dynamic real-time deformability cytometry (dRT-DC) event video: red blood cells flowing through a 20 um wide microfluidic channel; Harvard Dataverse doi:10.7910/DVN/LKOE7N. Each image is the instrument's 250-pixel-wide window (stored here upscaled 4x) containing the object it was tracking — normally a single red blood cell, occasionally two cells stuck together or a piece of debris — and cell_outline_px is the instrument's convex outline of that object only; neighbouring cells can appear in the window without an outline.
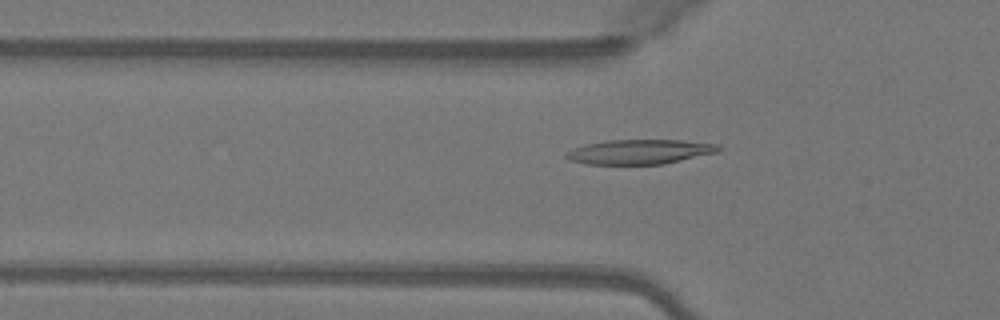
{"species": "Egyptian fruit bat (a non-hibernating species)", "species_latin": "Rousettus aegyptiacus", "temperature_condition": "warm", "stored_images_in_passage": 49, "camera_frame_rate_fps": 3000, "um_per_image_px": 0.085, "animal": {"sex": "female"}, "frame": {"image": 1, "passage_image": 16, "time_ms": 5.0, "image_size_px": [1000, 320], "cell_outline_px": [[724, 148], [716, 152], [664, 164], [584, 164], [572, 160], [564, 156], [564, 152], [572, 148], [584, 144], [608, 140], [684, 140], [720, 144]], "centroid_in_image_um": [54.37, 12.89], "position_along_channel_um": 71.4, "area_um2": 22.02}}
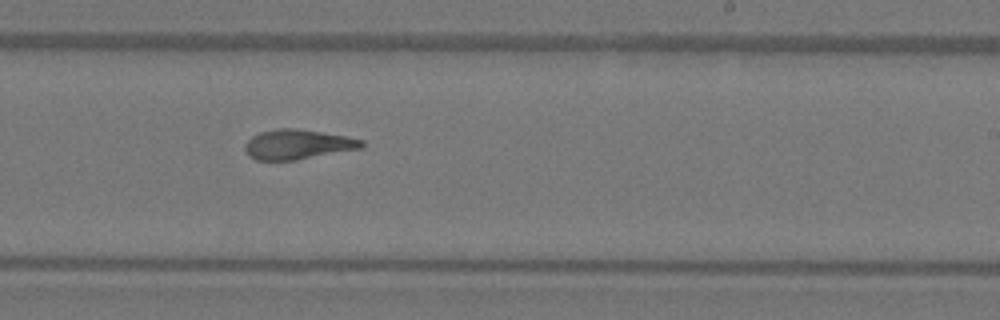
{"frame": {"image": 2, "passage_image": 30, "time_ms": 9.667, "image_size_px": [1000, 320], "cell_outline_px": [[364, 148], [296, 160], [256, 160], [248, 156], [244, 148], [244, 144], [252, 136], [260, 132], [276, 128], [296, 128], [344, 136], [364, 140]], "centroid_in_image_um": [25.29, 12.28], "position_along_channel_um": 263.7, "area_um2": 20.35}}
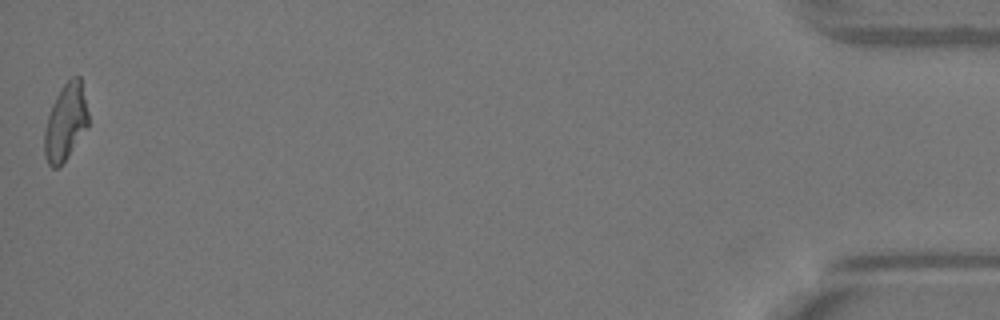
{"frame": {"image": 3, "passage_image": 49, "time_ms": 16.0, "image_size_px": [1000, 320], "cell_outline_px": [[88, 124], [68, 156], [56, 168], [52, 168], [48, 164], [44, 156], [44, 132], [48, 116], [52, 104], [60, 88], [72, 76], [80, 76], [88, 112]], "centroid_in_image_um": [5.55, 10.37], "position_along_channel_um": 429.6, "area_um2": 19.31}, "authors_computed_cell_mechanics": {"area_um2": 20.5768, "velocity_mm_per_s": 4.1089, "shape_relaxation_time_tau1_ms": null, "shape_relaxation_time_tau2_ms": 2.1514, "deformation_change_tau1": null, "deformation_change_tau2": 0.1025}}